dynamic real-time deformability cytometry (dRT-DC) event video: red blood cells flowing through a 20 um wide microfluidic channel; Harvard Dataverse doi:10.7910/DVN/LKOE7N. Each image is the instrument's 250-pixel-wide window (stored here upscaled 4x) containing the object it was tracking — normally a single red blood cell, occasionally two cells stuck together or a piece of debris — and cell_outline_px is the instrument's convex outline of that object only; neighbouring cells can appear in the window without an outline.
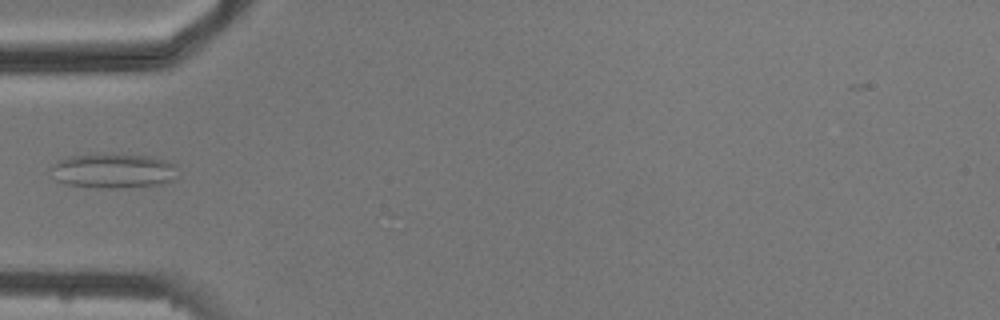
{"species": "common noctule bat (a hibernating species)", "species_latin": "Nyctalus noctula", "temperature_condition": "cold", "stored_images_in_passage": 7, "camera_frame_rate_fps": 3000, "um_per_image_px": 0.085, "animal": {"sex": "male", "body_mass_g": 20.5, "forearm_length_mm": 52.5}, "frame": {"image": 1, "passage_image": 6, "time_ms": 5.667, "image_size_px": [1000, 320], "cell_outline_px": [[176, 176], [172, 180], [160, 184], [112, 188], [96, 188], [64, 184], [56, 180], [48, 168], [64, 156], [112, 152], [148, 156], [168, 160], [176, 164]], "centroid_in_image_um": [9.57, 14.48], "position_along_channel_um": 75.4, "area_um2": 26.36}}
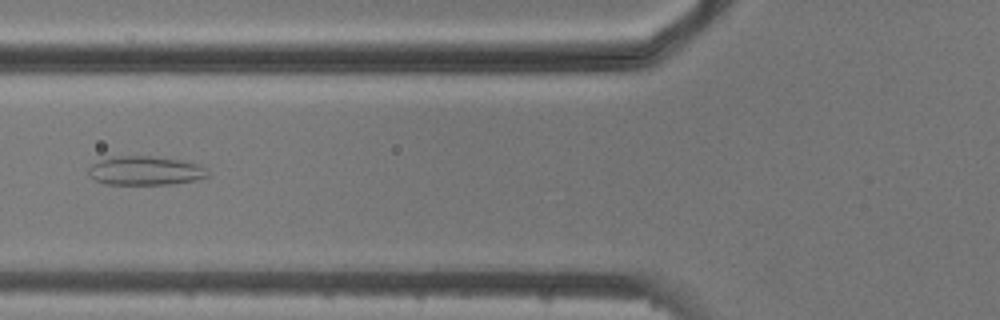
{"frame": {"image": 2, "passage_image": 7, "time_ms": 6.667, "image_size_px": [1000, 320], "cell_outline_px": [[208, 176], [192, 180], [172, 184], [104, 184], [88, 176], [88, 168], [92, 164], [100, 160], [112, 156], [148, 156], [180, 160], [196, 164], [204, 168], [208, 172]], "centroid_in_image_um": [12.27, 14.51], "position_along_channel_um": 113.5, "area_um2": 19.88}}